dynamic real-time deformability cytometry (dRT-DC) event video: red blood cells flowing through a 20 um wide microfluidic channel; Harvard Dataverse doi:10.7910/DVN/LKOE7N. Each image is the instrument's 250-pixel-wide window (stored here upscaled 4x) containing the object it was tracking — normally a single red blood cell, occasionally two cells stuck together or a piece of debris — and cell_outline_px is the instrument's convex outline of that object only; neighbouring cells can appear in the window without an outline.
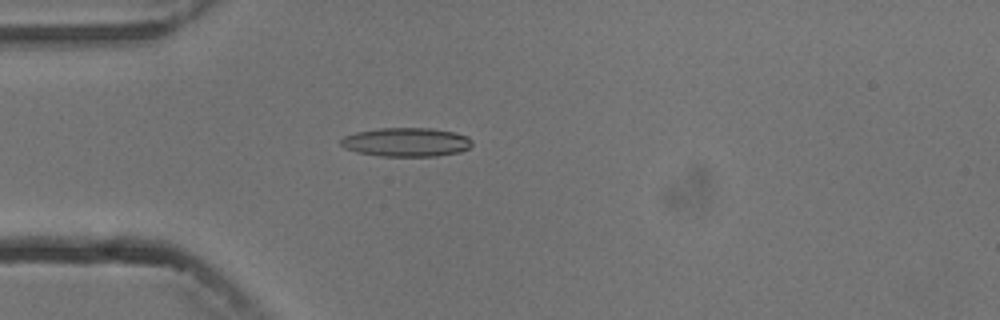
{"species": "common noctule bat (a hibernating species)", "species_latin": "Nyctalus noctula", "temperature_condition": "cold", "stored_images_in_passage": 5, "camera_frame_rate_fps": 3000, "um_per_image_px": 0.085, "animal": {"sex": "male", "body_mass_g": 13.3}, "frame": {"image": 1, "passage_image": 5, "time_ms": 4.667, "image_size_px": [1000, 320], "cell_outline_px": [[472, 144], [468, 148], [460, 152], [436, 156], [380, 156], [356, 152], [344, 148], [340, 144], [340, 140], [344, 136], [356, 132], [380, 128], [428, 128], [452, 132], [468, 136], [472, 140]], "centroid_in_image_um": [34.51, 12.08], "position_along_channel_um": 50.5, "area_um2": 22.08}}